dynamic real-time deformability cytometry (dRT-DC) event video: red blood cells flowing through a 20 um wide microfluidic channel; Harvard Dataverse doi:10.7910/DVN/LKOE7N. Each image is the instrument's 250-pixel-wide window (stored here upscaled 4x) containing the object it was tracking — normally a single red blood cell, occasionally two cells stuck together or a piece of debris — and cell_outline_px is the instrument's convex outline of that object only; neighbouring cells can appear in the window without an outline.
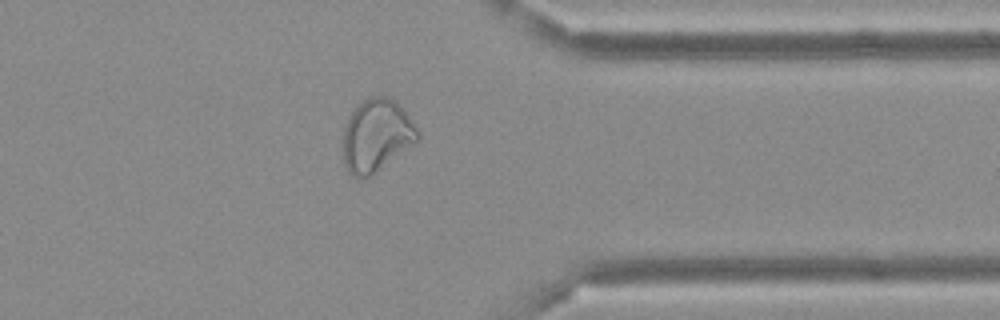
{"species": "Egyptian fruit bat (a non-hibernating species)", "species_latin": "Rousettus aegyptiacus", "temperature_condition": "cold", "stored_images_in_passage": 36, "camera_frame_rate_fps": 3000, "um_per_image_px": 0.085, "frame": {"image": 1, "passage_image": 26, "time_ms": 8.333, "image_size_px": [1000, 320], "cell_outline_px": [[420, 140], [372, 176], [352, 176], [348, 172], [344, 164], [344, 128], [348, 116], [368, 96], [380, 92], [396, 100], [420, 132]], "centroid_in_image_um": [32.03, 11.49], "position_along_channel_um": 379.4, "area_um2": 31.91}}